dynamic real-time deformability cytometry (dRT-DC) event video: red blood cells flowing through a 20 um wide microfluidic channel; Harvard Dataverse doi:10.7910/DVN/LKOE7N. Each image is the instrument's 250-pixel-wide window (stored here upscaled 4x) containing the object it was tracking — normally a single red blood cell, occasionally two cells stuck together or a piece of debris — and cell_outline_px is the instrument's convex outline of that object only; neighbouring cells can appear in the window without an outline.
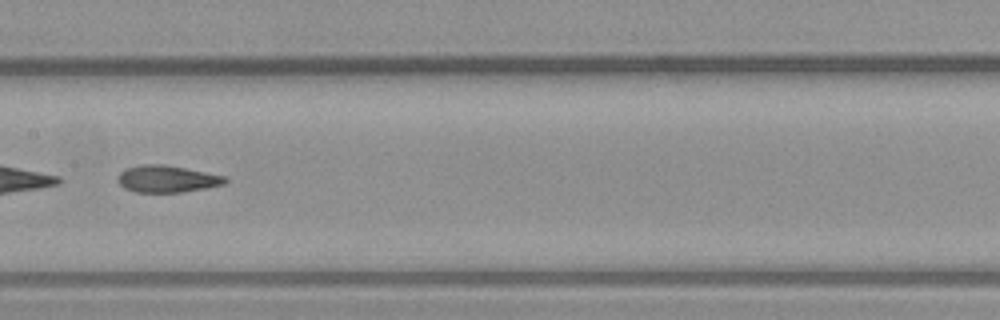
{"species": "common noctule bat (a hibernating species)", "species_latin": "Nyctalus noctula", "temperature_condition": "warm", "stored_images_in_passage": 51, "segment_of_instrument_passage": [2, 2], "camera_frame_rate_fps": 3000, "um_per_image_px": 0.085, "animal": {"sex": "male", "body_mass_g": 23.1, "forearm_length_mm": 52.7}, "frame": {"image": 1, "passage_image": 26, "time_ms": 8.333, "image_size_px": [1000, 320], "cell_outline_px": [[228, 180], [224, 184], [208, 188], [180, 192], [136, 192], [124, 188], [116, 180], [120, 172], [124, 168], [144, 164], [164, 164], [224, 176]], "centroid_in_image_um": [14.16, 15.21], "position_along_channel_um": 193.2, "area_um2": 16.82}}
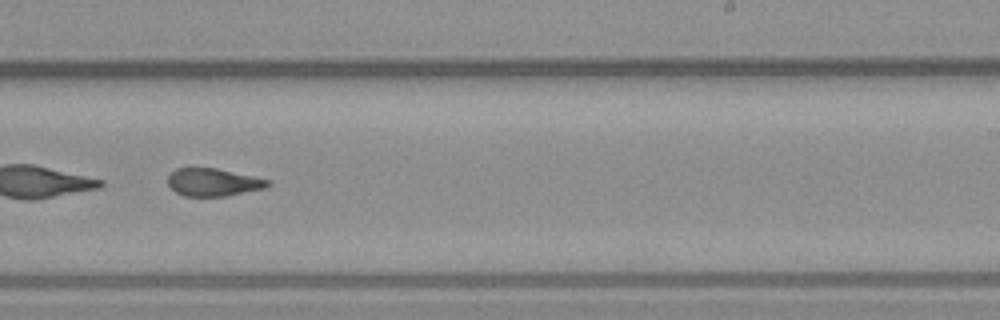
{"frame": {"image": 2, "passage_image": 32, "time_ms": 10.333, "image_size_px": [1000, 320], "cell_outline_px": [[272, 184], [264, 188], [224, 196], [184, 196], [176, 192], [168, 184], [168, 176], [176, 168], [216, 168], [272, 180]], "centroid_in_image_um": [18.14, 15.48], "position_along_channel_um": 270.9, "area_um2": 16.07}}